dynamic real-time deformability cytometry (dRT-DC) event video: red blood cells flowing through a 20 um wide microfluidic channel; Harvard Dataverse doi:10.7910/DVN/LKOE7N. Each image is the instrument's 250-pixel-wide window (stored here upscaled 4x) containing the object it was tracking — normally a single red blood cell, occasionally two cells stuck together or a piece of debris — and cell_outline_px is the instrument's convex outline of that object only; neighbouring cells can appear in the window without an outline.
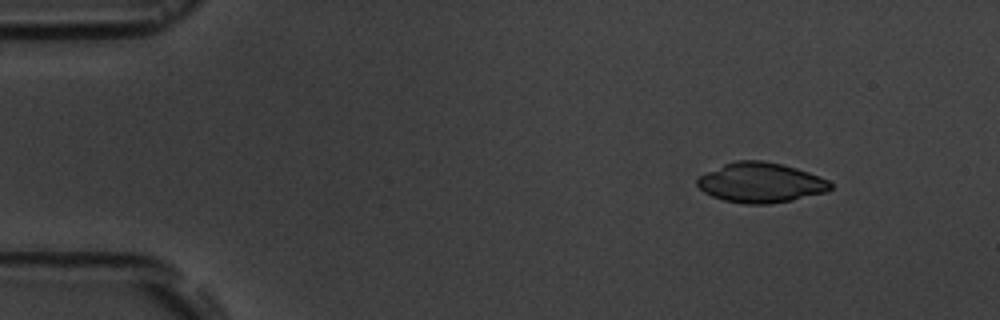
{"species": "common noctule bat (a hibernating species)", "species_latin": "Nyctalus noctula", "temperature_condition": "room temperature", "stored_images_in_passage": 3, "camera_frame_rate_fps": 3000, "um_per_image_px": 0.085, "animal": {"sex": "male", "body_mass_g": 19.5, "forearm_length_mm": 54.6}, "frame": {"image": 1, "passage_image": 1, "time_ms": 0.0, "image_size_px": [1000, 320], "cell_outline_px": [[832, 188], [828, 192], [792, 200], [768, 204], [744, 204], [724, 200], [712, 196], [704, 192], [696, 184], [696, 180], [700, 176], [724, 164], [736, 160], [764, 160], [796, 168], [820, 176], [828, 180], [832, 184]], "centroid_in_image_um": [64.68, 15.53], "position_along_channel_um": 20.3, "area_um2": 30.98}}